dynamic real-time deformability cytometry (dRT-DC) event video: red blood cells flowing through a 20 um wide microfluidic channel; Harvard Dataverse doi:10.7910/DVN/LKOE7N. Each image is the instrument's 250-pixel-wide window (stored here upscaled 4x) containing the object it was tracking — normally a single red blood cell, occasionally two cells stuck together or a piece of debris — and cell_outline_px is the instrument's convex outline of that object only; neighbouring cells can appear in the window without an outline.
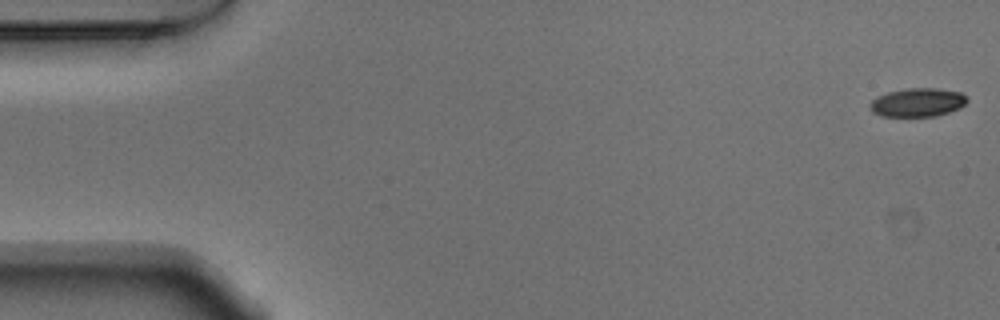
{"species": "Egyptian fruit bat (a non-hibernating species)", "species_latin": "Rousettus aegyptiacus", "temperature_condition": "warm", "stored_images_in_passage": 53, "camera_frame_rate_fps": 3000, "um_per_image_px": 0.085, "animal": {"sex": "male"}, "frame": {"image": 1, "passage_image": 1, "time_ms": 0.0, "image_size_px": [1000, 320], "cell_outline_px": [[968, 100], [960, 108], [936, 116], [880, 116], [872, 112], [868, 104], [876, 96], [888, 92], [908, 88], [936, 88], [960, 92]], "centroid_in_image_um": [77.95, 8.7], "position_along_channel_um": 7.0, "area_um2": 16.18}}
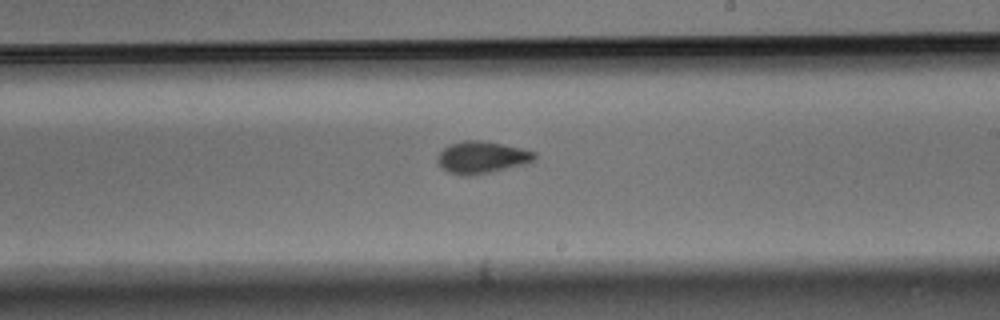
{"frame": {"image": 2, "passage_image": 31, "time_ms": 10.0, "image_size_px": [1000, 320], "cell_outline_px": [[536, 160], [524, 164], [492, 172], [468, 176], [460, 176], [448, 172], [440, 168], [436, 160], [436, 156], [448, 144], [464, 140], [480, 140], [520, 148], [536, 152]], "centroid_in_image_um": [40.9, 13.39], "position_along_channel_um": 248.1, "area_um2": 18.32}}
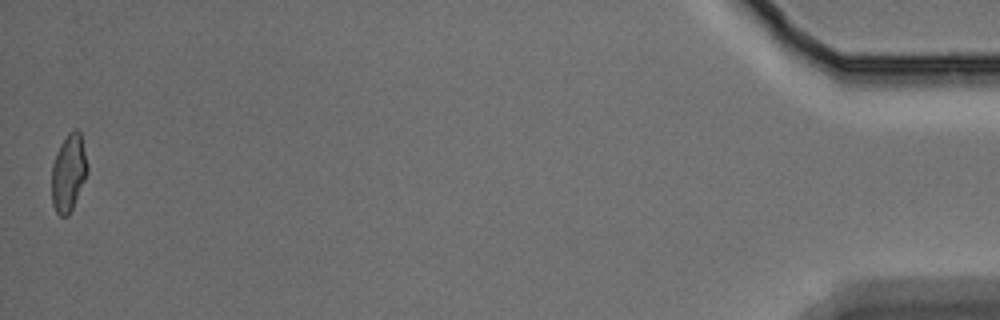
{"frame": {"image": 3, "passage_image": 53, "time_ms": 17.333, "image_size_px": [1000, 320], "cell_outline_px": [[88, 172], [72, 208], [68, 216], [60, 216], [56, 212], [52, 204], [52, 164], [56, 152], [60, 144], [68, 132], [72, 128], [76, 128], [80, 132], [88, 164]], "centroid_in_image_um": [5.82, 14.65], "position_along_channel_um": 429.4, "area_um2": 16.18}, "authors_computed_cell_mechanics": {"area_um2": 16.9932, "velocity_mm_per_s": 3.7765, "shape_relaxation_time_tau1_ms": 3.1796, "shape_relaxation_time_tau2_ms": 1.488, "deformation_change_tau1": 0.1203, "deformation_change_tau2": 0.0659}}